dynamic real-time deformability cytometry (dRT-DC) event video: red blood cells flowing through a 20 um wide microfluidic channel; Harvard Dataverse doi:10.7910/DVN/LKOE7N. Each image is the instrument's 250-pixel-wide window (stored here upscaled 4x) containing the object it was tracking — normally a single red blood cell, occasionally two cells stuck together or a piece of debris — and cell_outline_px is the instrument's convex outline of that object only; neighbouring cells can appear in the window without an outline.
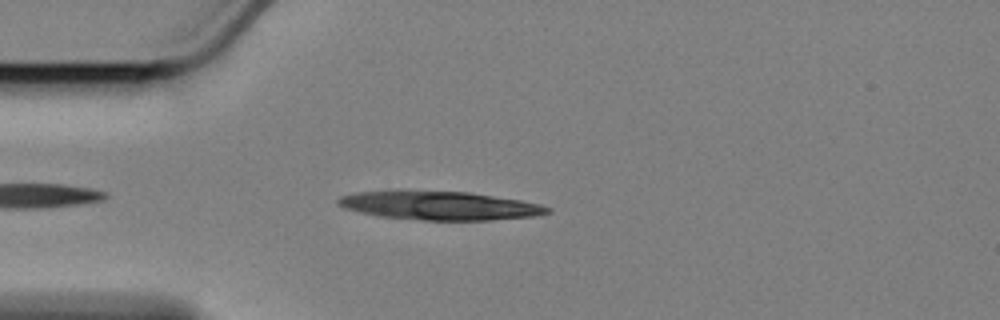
{"species": "Egyptian fruit bat (a non-hibernating species)", "species_latin": "Rousettus aegyptiacus", "temperature_condition": "cold", "stored_images_in_passage": 28, "camera_frame_rate_fps": 3000, "um_per_image_px": 0.085, "animal": {"sex": "female"}, "frame": {"image": 1, "passage_image": 4, "time_ms": 1.0, "image_size_px": [1000, 320], "cell_outline_px": [[552, 212], [536, 216], [492, 220], [424, 220], [380, 216], [360, 212], [336, 204], [336, 200], [340, 196], [356, 192], [388, 188], [400, 188], [472, 192], [520, 200], [540, 204], [552, 208]], "centroid_in_image_um": [37.32, 17.43], "position_along_channel_um": 47.7, "area_um2": 36.18}}